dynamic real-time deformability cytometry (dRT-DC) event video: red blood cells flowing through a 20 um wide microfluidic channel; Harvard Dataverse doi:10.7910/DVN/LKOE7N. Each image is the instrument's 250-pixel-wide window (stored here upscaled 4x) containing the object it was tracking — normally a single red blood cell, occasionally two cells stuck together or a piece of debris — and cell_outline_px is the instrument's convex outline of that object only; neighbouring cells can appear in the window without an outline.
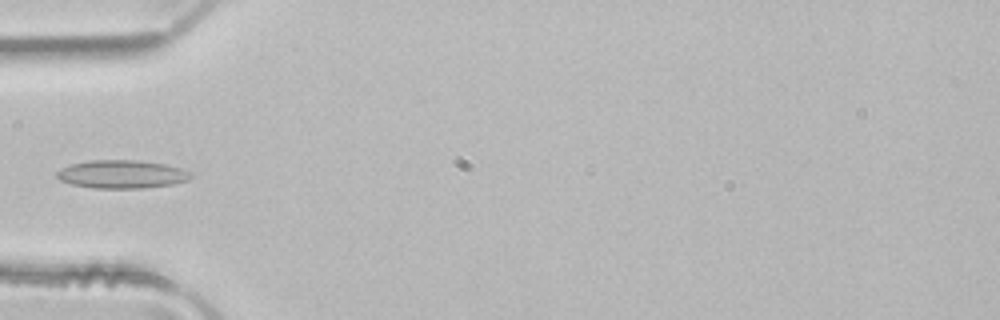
{"species": "common noctule bat (a hibernating species)", "species_latin": "Nyctalus noctula", "temperature_condition": "room temperature", "stored_images_in_passage": 5, "camera_frame_rate_fps": 3000, "um_per_image_px": 0.085, "animal": {"sex": "male", "body_mass_g": 21.5, "forearm_length_mm": 52.0}, "frame": {"image": 1, "passage_image": 4, "time_ms": 1.0, "image_size_px": [1000, 320], "cell_outline_px": [[192, 176], [188, 180], [172, 184], [140, 188], [92, 188], [72, 184], [60, 180], [56, 176], [56, 172], [60, 168], [72, 164], [92, 160], [136, 160], [164, 164], [180, 168], [192, 172]], "centroid_in_image_um": [10.34, 14.81], "position_along_channel_um": 74.7, "area_um2": 21.91}}
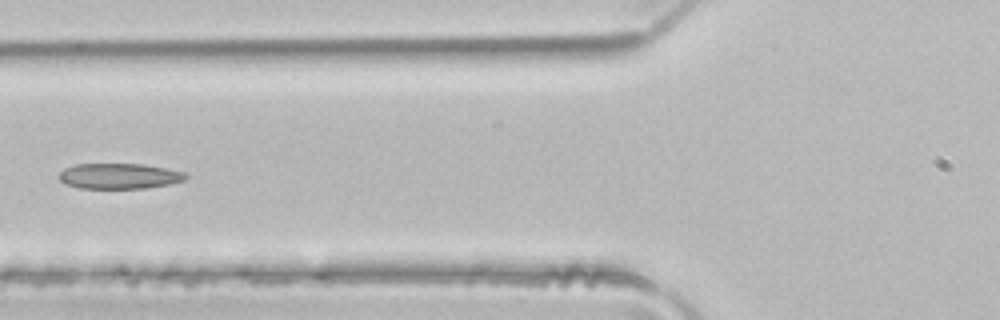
{"frame": {"image": 2, "passage_image": 5, "time_ms": 1.333, "image_size_px": [1000, 320], "cell_outline_px": [[188, 176], [184, 180], [168, 184], [144, 188], [80, 188], [68, 184], [60, 180], [60, 172], [64, 168], [76, 164], [144, 164], [168, 168], [184, 172]], "centroid_in_image_um": [10.16, 14.95], "position_along_channel_um": 115.6, "area_um2": 18.67}}